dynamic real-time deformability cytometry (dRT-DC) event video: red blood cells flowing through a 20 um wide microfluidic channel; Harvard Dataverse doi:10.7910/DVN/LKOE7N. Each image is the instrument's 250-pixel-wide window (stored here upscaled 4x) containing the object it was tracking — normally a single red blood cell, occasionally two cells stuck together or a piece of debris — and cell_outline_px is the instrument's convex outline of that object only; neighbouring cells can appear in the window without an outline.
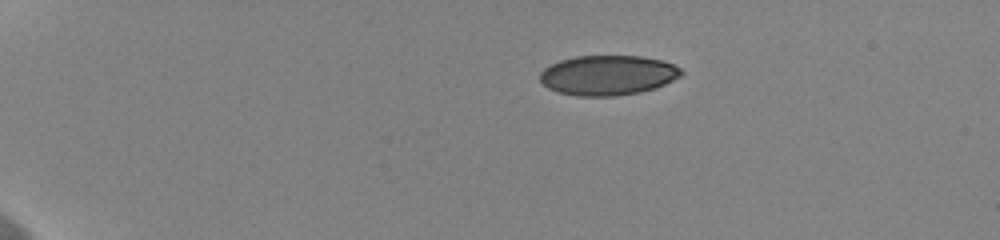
{"species": "human", "species_latin": "Homo sapiens", "temperature_condition": "cold", "stored_images_in_passage": 30, "camera_frame_rate_fps": 3000, "um_per_image_px": 0.085, "donor": {"sex": "female"}, "frame": {"image": 1, "passage_image": 1, "time_ms": 0.0, "image_size_px": [1000, 240], "cell_outline_px": [[684, 72], [680, 76], [656, 88], [640, 92], [616, 96], [576, 96], [560, 92], [548, 88], [540, 80], [540, 72], [544, 68], [560, 60], [576, 56], [640, 56], [660, 60], [672, 64], [680, 68]], "centroid_in_image_um": [51.66, 6.4], "position_along_channel_um": 33.3, "area_um2": 32.71}}
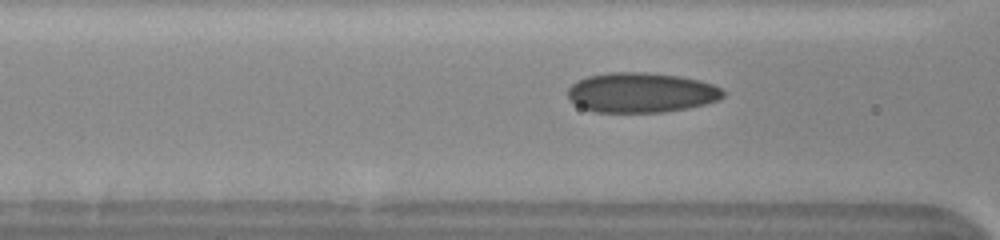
{"frame": {"image": 2, "passage_image": 9, "time_ms": 2.667, "image_size_px": [1000, 240], "cell_outline_px": [[724, 96], [716, 100], [704, 104], [664, 112], [596, 112], [584, 108], [576, 104], [568, 96], [568, 88], [572, 84], [588, 76], [608, 72], [648, 72], [680, 76], [700, 80], [712, 84], [720, 88], [724, 92]], "centroid_in_image_um": [54.5, 7.86], "position_along_channel_um": 112.1, "area_um2": 35.89}}
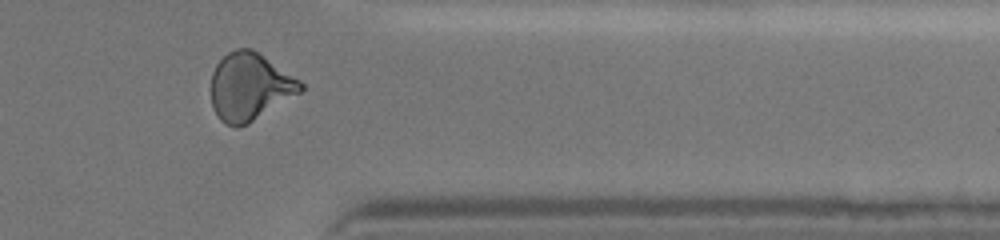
{"frame": {"image": 3, "passage_image": 26, "time_ms": 8.333, "image_size_px": [1000, 240], "cell_outline_px": [[304, 88], [300, 92], [248, 124], [236, 128], [220, 120], [212, 108], [212, 72], [216, 64], [228, 52], [236, 48], [252, 48], [300, 80], [304, 84]], "centroid_in_image_um": [21.21, 7.37], "position_along_channel_um": 390.2, "area_um2": 35.03}, "authors_computed_cell_mechanics": {"area_um2": 34.7667, "velocity_mm_per_s": 3.7172, "shape_relaxation_time_tau1_ms": null, "shape_relaxation_time_tau2_ms": 1.3758, "deformation_change_tau1": null, "deformation_change_tau2": 0.0787}}